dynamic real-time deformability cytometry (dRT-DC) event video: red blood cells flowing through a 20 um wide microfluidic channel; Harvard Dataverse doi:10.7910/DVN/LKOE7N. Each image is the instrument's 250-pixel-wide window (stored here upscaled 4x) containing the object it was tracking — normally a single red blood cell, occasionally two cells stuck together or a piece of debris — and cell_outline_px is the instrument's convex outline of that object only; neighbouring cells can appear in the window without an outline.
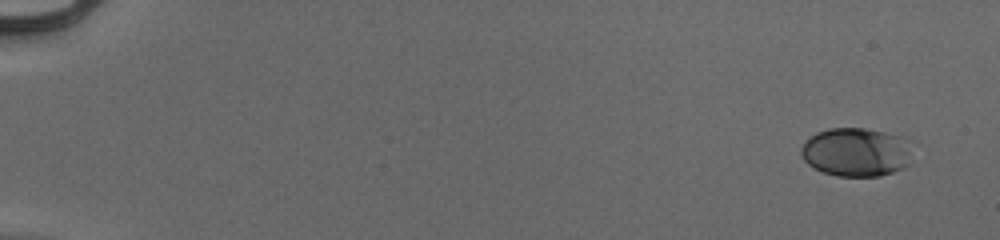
{"species": "human", "species_latin": "Homo sapiens", "temperature_condition": "cold", "stored_images_in_passage": 52, "camera_frame_rate_fps": 3000, "um_per_image_px": 0.085, "donor": {"sex": "male"}, "frame": {"image": 1, "passage_image": 1, "time_ms": 0.0, "image_size_px": [1000, 240], "cell_outline_px": [[912, 164], [904, 168], [880, 176], [836, 176], [824, 172], [808, 164], [804, 160], [800, 152], [800, 148], [816, 132], [828, 128], [864, 128], [884, 132], [896, 136], [908, 152]], "centroid_in_image_um": [72.69, 12.95], "position_along_channel_um": 12.3, "area_um2": 30.87}}
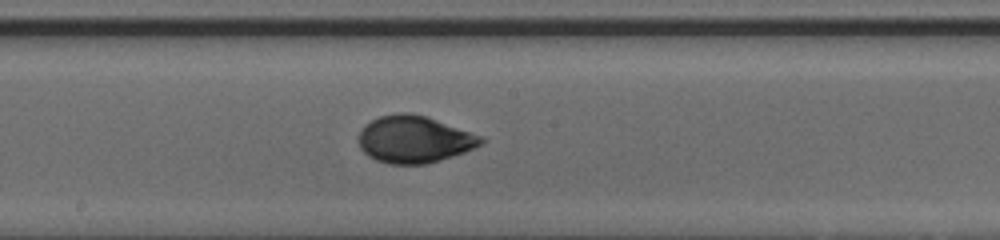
{"frame": {"image": 2, "passage_image": 30, "time_ms": 9.667, "image_size_px": [1000, 240], "cell_outline_px": [[484, 140], [480, 144], [464, 152], [428, 164], [388, 164], [376, 160], [368, 156], [360, 148], [356, 140], [364, 124], [380, 116], [396, 112], [408, 112], [428, 116], [480, 136]], "centroid_in_image_um": [35.14, 11.84], "position_along_channel_um": 213.1, "area_um2": 33.64}}
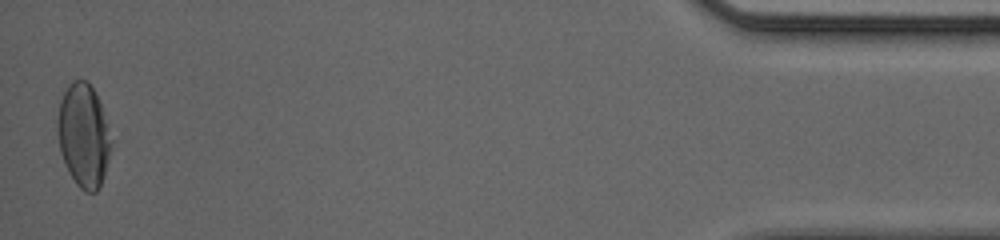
{"frame": {"image": 3, "passage_image": 52, "time_ms": 17.0, "image_size_px": [1000, 240], "cell_outline_px": [[112, 140], [108, 160], [104, 176], [96, 192], [84, 192], [76, 184], [60, 152], [56, 128], [56, 124], [60, 100], [68, 84], [72, 80], [88, 80], [100, 104]], "centroid_in_image_um": [7.08, 11.5], "position_along_channel_um": 428.1, "area_um2": 32.08}, "authors_computed_cell_mechanics": {"area_um2": 32.0501, "velocity_mm_per_s": 3.9659, "shape_relaxation_time_tau1_ms": 4.5111, "shape_relaxation_time_tau2_ms": 0.7564, "deformation_change_tau1": 0.1636, "deformation_change_tau2": 0.0444}}